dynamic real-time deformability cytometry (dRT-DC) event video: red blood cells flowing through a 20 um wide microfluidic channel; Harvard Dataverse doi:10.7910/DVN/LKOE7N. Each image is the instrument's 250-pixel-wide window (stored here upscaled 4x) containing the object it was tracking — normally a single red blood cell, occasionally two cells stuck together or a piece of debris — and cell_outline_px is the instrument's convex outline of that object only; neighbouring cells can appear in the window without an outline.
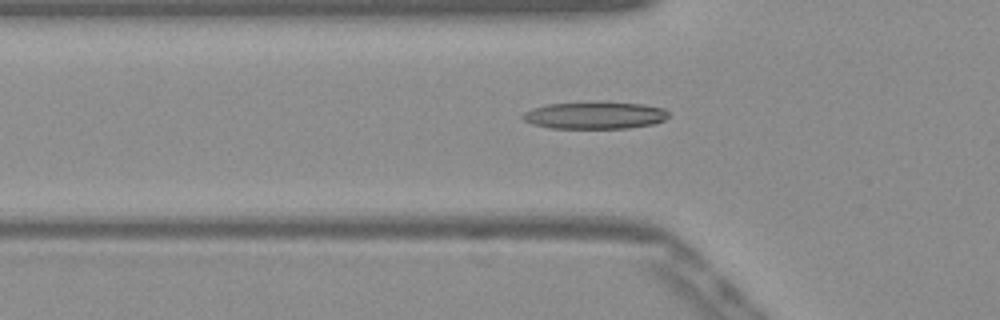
{"species": "Egyptian fruit bat (a non-hibernating species)", "species_latin": "Rousettus aegyptiacus", "temperature_condition": "warm", "stored_images_in_passage": 40, "camera_frame_rate_fps": 3000, "um_per_image_px": 0.085, "frame": {"image": 1, "passage_image": 5, "time_ms": 1.333, "image_size_px": [1000, 320], "cell_outline_px": [[668, 116], [664, 120], [652, 124], [628, 128], [552, 128], [532, 124], [524, 120], [520, 116], [524, 112], [532, 108], [548, 104], [644, 104], [664, 108], [668, 112]], "centroid_in_image_um": [50.54, 9.84], "position_along_channel_um": 75.3, "area_um2": 22.25}}
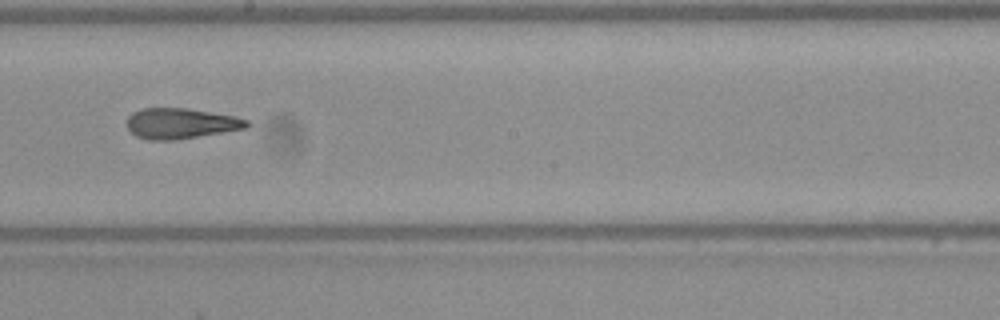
{"frame": {"image": 2, "passage_image": 17, "time_ms": 5.333, "image_size_px": [1000, 320], "cell_outline_px": [[252, 124], [248, 128], [176, 140], [148, 140], [136, 136], [128, 128], [128, 116], [132, 112], [140, 108], [188, 108], [232, 116], [248, 120]], "centroid_in_image_um": [15.37, 10.49], "position_along_channel_um": 232.8, "area_um2": 21.39}}
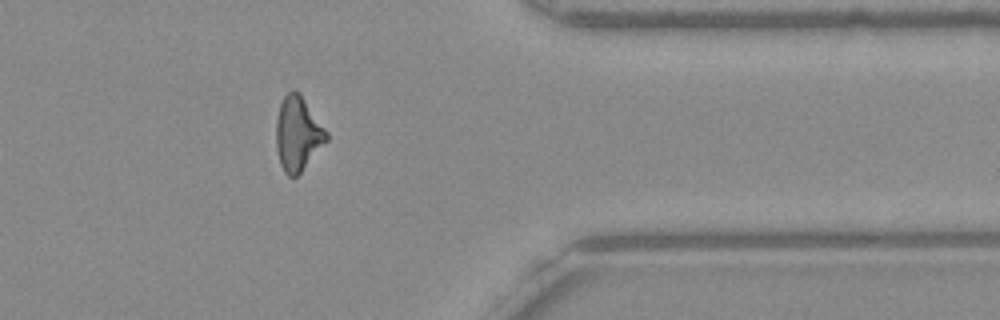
{"frame": {"image": 3, "passage_image": 30, "time_ms": 9.667, "image_size_px": [1000, 320], "cell_outline_px": [[328, 140], [300, 172], [296, 176], [288, 176], [284, 172], [280, 164], [276, 148], [276, 120], [280, 104], [284, 96], [292, 88], [300, 92], [328, 132]], "centroid_in_image_um": [25.31, 11.33], "position_along_channel_um": 386.1, "area_um2": 21.85}, "authors_computed_cell_mechanics": {"area_um2": 21.5016, "velocity_mm_per_s": 3.9007, "shape_relaxation_time_tau1_ms": 7.9928, "shape_relaxation_time_tau2_ms": 3.3725, "deformation_change_tau1": 0.2545, "deformation_change_tau2": 0.1435}}